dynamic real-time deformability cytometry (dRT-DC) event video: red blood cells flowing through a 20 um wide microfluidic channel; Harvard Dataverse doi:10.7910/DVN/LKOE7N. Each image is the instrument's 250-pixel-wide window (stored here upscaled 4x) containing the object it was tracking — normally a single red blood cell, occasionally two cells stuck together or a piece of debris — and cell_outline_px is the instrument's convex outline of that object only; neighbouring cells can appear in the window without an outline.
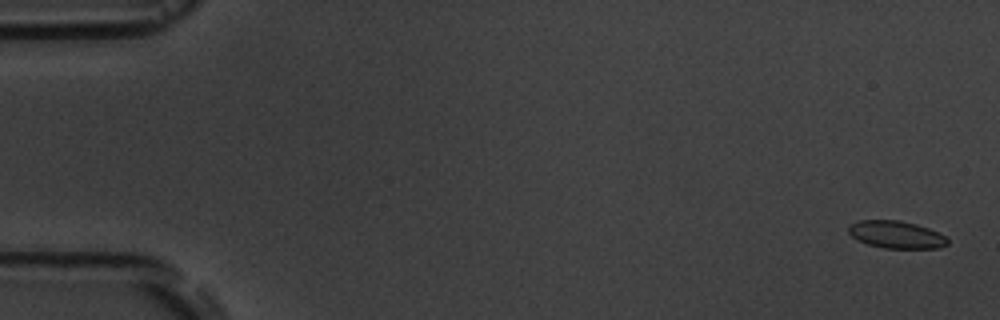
{"species": "common noctule bat (a hibernating species)", "species_latin": "Nyctalus noctula", "temperature_condition": "room temperature", "stored_images_in_passage": 5, "camera_frame_rate_fps": 3000, "um_per_image_px": 0.085, "animal": {"sex": "male", "body_mass_g": 19.5, "forearm_length_mm": 54.6}, "frame": {"image": 1, "passage_image": 1, "time_ms": 0.0, "image_size_px": [1000, 320], "cell_outline_px": [[948, 244], [940, 248], [884, 248], [868, 244], [856, 240], [848, 232], [848, 224], [860, 220], [900, 220], [916, 224], [928, 228], [944, 236], [948, 240]], "centroid_in_image_um": [76.14, 19.94], "position_along_channel_um": 8.9, "area_um2": 15.84}}
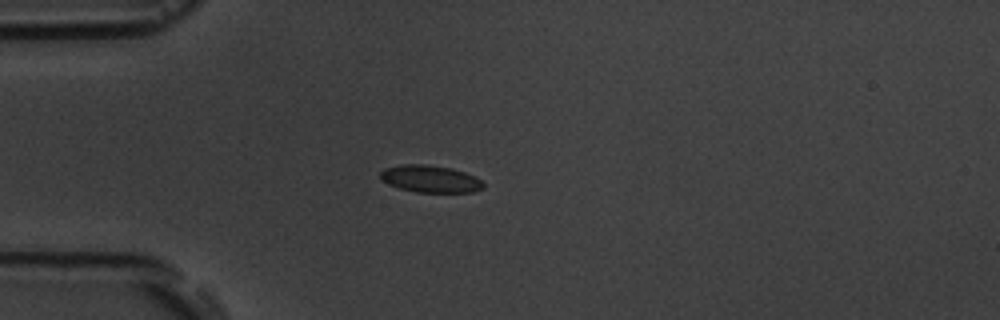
{"frame": {"image": 2, "passage_image": 5, "time_ms": 4.667, "image_size_px": [1000, 320], "cell_outline_px": [[484, 188], [472, 192], [416, 192], [400, 188], [388, 184], [380, 176], [380, 172], [384, 168], [400, 164], [424, 164], [452, 168], [464, 172], [480, 180], [484, 184]], "centroid_in_image_um": [36.56, 15.2], "position_along_channel_um": 48.4, "area_um2": 16.18}}